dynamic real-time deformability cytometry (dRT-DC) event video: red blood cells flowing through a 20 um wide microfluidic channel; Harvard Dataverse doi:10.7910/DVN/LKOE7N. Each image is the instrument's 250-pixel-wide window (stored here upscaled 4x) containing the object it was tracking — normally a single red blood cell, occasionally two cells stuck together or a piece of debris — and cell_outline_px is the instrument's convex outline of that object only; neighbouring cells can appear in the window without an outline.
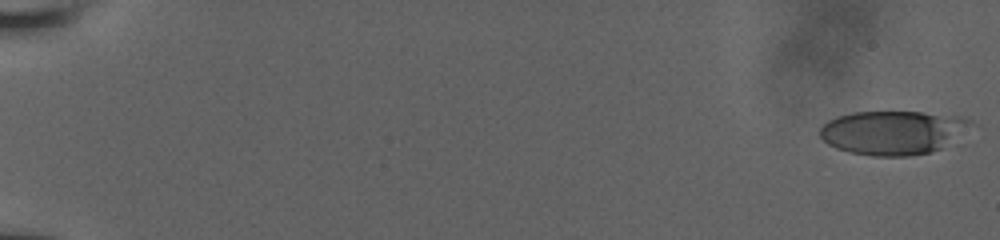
{"species": "human", "species_latin": "Homo sapiens", "temperature_condition": "room temperature", "stored_images_in_passage": 33, "camera_frame_rate_fps": 3000, "um_per_image_px": 0.085, "donor": {"sex": "male"}, "frame": {"image": 1, "passage_image": 1, "time_ms": 0.0, "image_size_px": [1000, 240], "cell_outline_px": [[980, 124], [940, 148], [928, 152], [908, 156], [872, 156], [852, 152], [836, 148], [828, 144], [820, 136], [820, 128], [828, 120], [836, 116], [852, 112], [920, 112], [964, 116]], "centroid_in_image_um": [75.97, 11.24], "position_along_channel_um": 9.0, "area_um2": 38.96}}
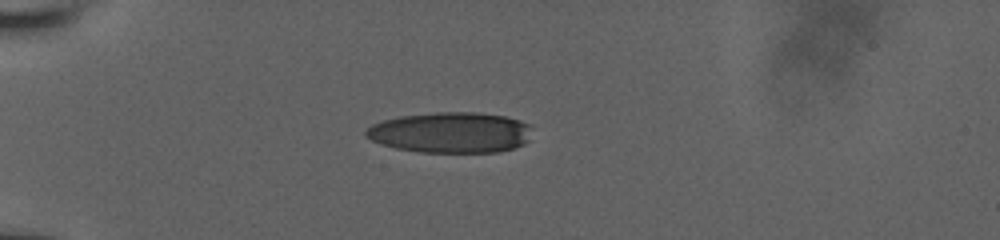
{"frame": {"image": 2, "passage_image": 22, "time_ms": 5.333, "image_size_px": [1000, 240], "cell_outline_px": [[532, 124], [528, 140], [524, 144], [500, 152], [420, 152], [396, 148], [380, 144], [364, 136], [364, 132], [372, 124], [384, 120], [400, 116], [436, 112], [476, 112], [504, 116], [520, 120]], "centroid_in_image_um": [38.31, 11.26], "position_along_channel_um": 46.7, "area_um2": 39.59}}
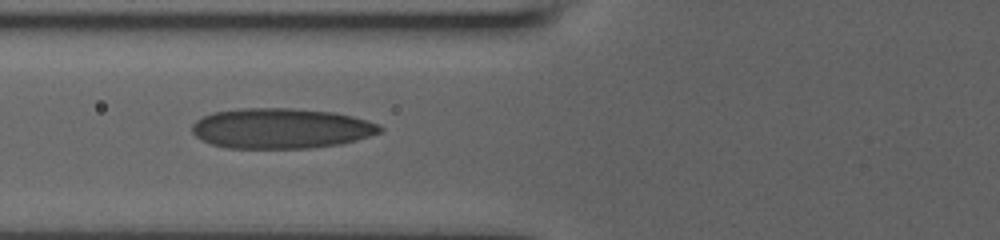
{"frame": {"image": 3, "passage_image": 32, "time_ms": 7.667, "image_size_px": [1000, 240], "cell_outline_px": [[384, 128], [380, 132], [356, 140], [340, 144], [308, 148], [224, 148], [212, 144], [196, 136], [192, 132], [192, 124], [196, 120], [212, 112], [240, 108], [292, 108], [336, 112], [352, 116], [380, 124]], "centroid_in_image_um": [23.89, 10.9], "position_along_channel_um": 101.9, "area_um2": 44.22}}